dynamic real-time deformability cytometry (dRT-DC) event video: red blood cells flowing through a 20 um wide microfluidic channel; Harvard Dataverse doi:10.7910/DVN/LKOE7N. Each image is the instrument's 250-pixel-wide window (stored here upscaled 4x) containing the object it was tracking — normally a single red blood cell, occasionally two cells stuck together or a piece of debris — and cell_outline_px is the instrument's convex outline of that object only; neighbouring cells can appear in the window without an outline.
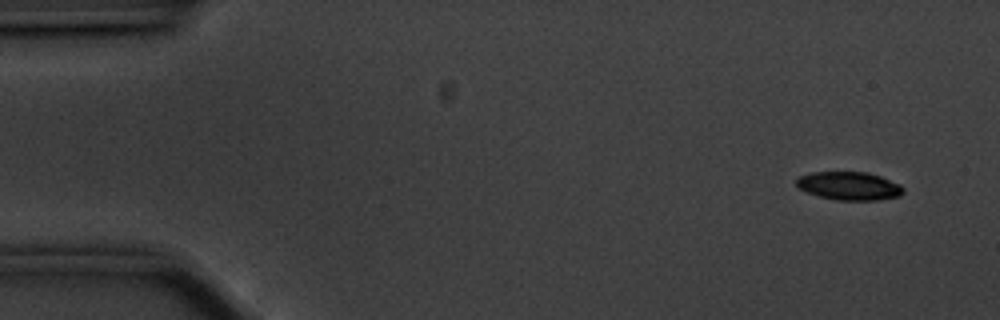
{"species": "common noctule bat (a hibernating species)", "species_latin": "Nyctalus noctula", "temperature_condition": "cold", "stored_images_in_passage": 56, "camera_frame_rate_fps": 3000, "um_per_image_px": 0.085, "animal": {"sex": "male", "body_mass_g": 20.1, "forearm_length_mm": 53.5}, "frame": {"image": 1, "passage_image": 3, "time_ms": 0.667, "image_size_px": [1000, 320], "cell_outline_px": [[904, 192], [900, 196], [876, 200], [836, 200], [820, 196], [808, 192], [800, 188], [796, 184], [796, 180], [800, 176], [812, 172], [868, 172], [880, 176], [900, 184], [904, 188]], "centroid_in_image_um": [72.21, 15.8], "position_along_channel_um": 12.8, "area_um2": 17.51}}
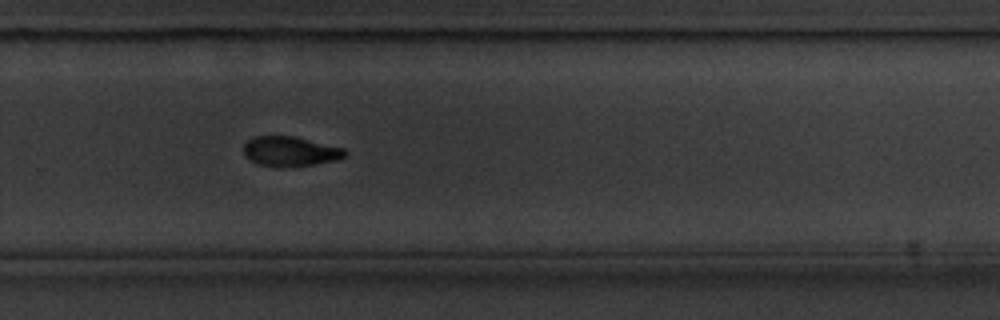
{"frame": {"image": 2, "passage_image": 37, "time_ms": 12.0, "image_size_px": [1000, 320], "cell_outline_px": [[348, 152], [340, 160], [316, 164], [280, 168], [276, 168], [256, 164], [248, 160], [244, 156], [244, 144], [252, 136], [292, 136], [344, 148]], "centroid_in_image_um": [24.64, 12.89], "position_along_channel_um": 305.2, "area_um2": 17.98}}
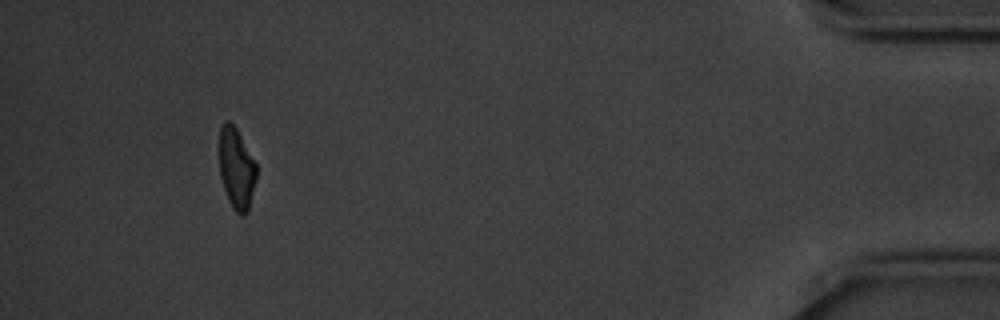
{"frame": {"image": 3, "passage_image": 52, "time_ms": 17.0, "image_size_px": [1000, 320], "cell_outline_px": [[256, 180], [248, 212], [244, 216], [240, 216], [232, 208], [228, 200], [220, 176], [220, 128], [224, 120], [228, 120], [236, 128], [256, 164]], "centroid_in_image_um": [20.1, 14.36], "position_along_channel_um": 415.1, "area_um2": 17.46}, "authors_computed_cell_mechanics": {"area_um2": 18.6694, "velocity_mm_per_s": 3.5327, "shape_relaxation_time_tau1_ms": 2.4456, "shape_relaxation_time_tau2_ms": null, "deformation_change_tau1": 0.1247, "deformation_change_tau2": null}}